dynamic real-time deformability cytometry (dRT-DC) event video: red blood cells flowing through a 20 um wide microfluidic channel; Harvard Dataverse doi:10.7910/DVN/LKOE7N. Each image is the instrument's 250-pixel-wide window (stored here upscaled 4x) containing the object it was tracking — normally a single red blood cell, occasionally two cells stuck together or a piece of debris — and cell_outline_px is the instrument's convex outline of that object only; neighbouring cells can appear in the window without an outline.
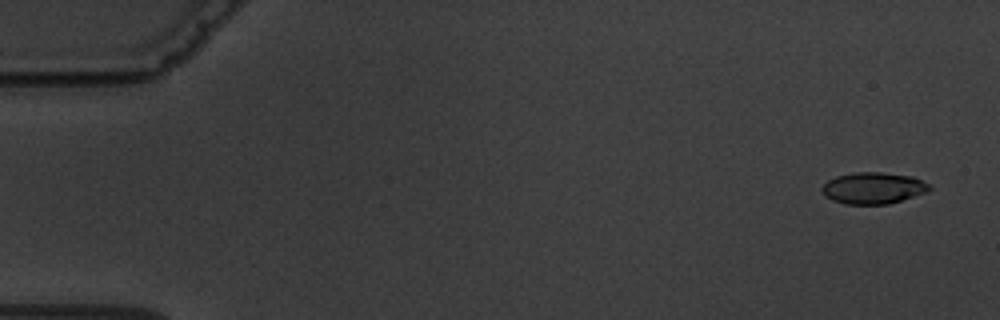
{"species": "common noctule bat (a hibernating species)", "species_latin": "Nyctalus noctula", "temperature_condition": "warm", "stored_images_in_passage": 7, "segment_of_instrument_passage": [2, 2], "camera_frame_rate_fps": 3000, "um_per_image_px": 0.085, "animal": {"sex": "male", "body_mass_g": 19.5, "forearm_length_mm": 54.6}, "frame": {"image": 1, "passage_image": 7, "time_ms": 7.333, "image_size_px": [1000, 320], "cell_outline_px": [[932, 188], [924, 192], [888, 204], [844, 204], [832, 200], [824, 196], [820, 188], [828, 180], [836, 176], [856, 172], [880, 172], [912, 176], [928, 184]], "centroid_in_image_um": [74.16, 15.98], "position_along_channel_um": 10.8, "area_um2": 19.54}}